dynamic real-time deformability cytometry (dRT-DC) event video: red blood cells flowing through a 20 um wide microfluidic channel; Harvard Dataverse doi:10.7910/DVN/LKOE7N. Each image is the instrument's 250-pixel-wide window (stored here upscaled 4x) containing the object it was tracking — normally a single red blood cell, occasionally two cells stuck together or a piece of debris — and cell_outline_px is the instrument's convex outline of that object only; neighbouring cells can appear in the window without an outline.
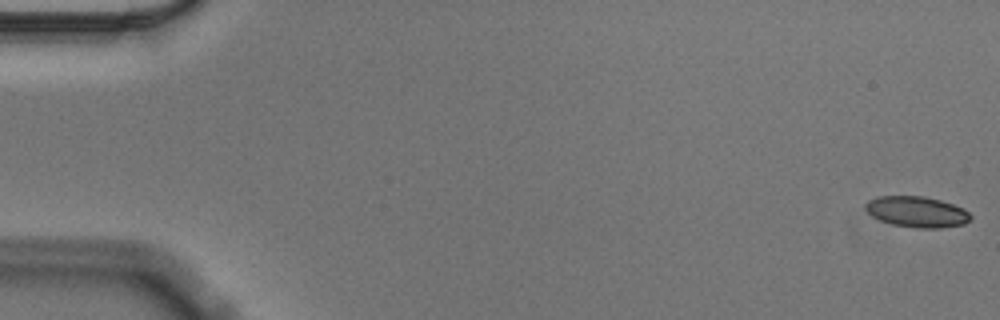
{"species": "Egyptian fruit bat (a non-hibernating species)", "species_latin": "Rousettus aegyptiacus", "temperature_condition": "cold", "stored_images_in_passage": 16, "camera_frame_rate_fps": 3000, "um_per_image_px": 0.085, "animal": {"sex": "male"}, "frame": {"image": 1, "passage_image": 1, "time_ms": 0.0, "image_size_px": [1000, 320], "cell_outline_px": [[972, 220], [964, 224], [940, 228], [916, 228], [892, 224], [880, 220], [872, 216], [864, 208], [864, 204], [868, 200], [876, 196], [924, 196], [940, 200], [964, 208], [972, 216]], "centroid_in_image_um": [77.93, 18.0], "position_along_channel_um": 7.1, "area_um2": 19.07}}
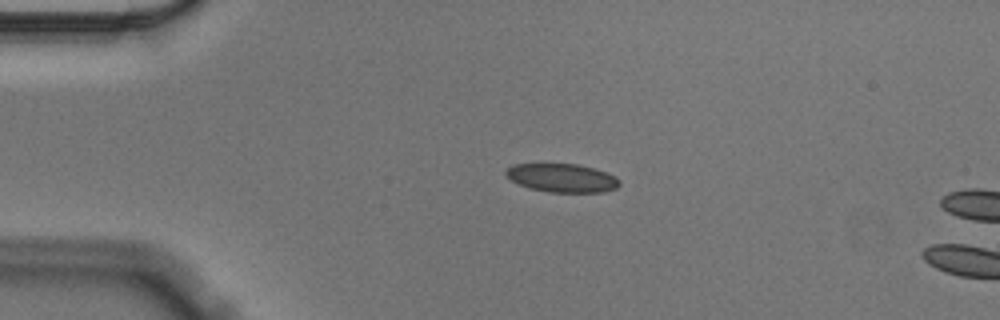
{"frame": {"image": 2, "passage_image": 13, "time_ms": 4.0, "image_size_px": [1000, 320], "cell_outline_px": [[620, 184], [616, 188], [604, 192], [548, 192], [528, 188], [504, 176], [504, 172], [512, 164], [580, 164], [596, 168], [616, 176], [620, 180]], "centroid_in_image_um": [47.79, 15.12], "position_along_channel_um": 37.2, "area_um2": 19.07}}